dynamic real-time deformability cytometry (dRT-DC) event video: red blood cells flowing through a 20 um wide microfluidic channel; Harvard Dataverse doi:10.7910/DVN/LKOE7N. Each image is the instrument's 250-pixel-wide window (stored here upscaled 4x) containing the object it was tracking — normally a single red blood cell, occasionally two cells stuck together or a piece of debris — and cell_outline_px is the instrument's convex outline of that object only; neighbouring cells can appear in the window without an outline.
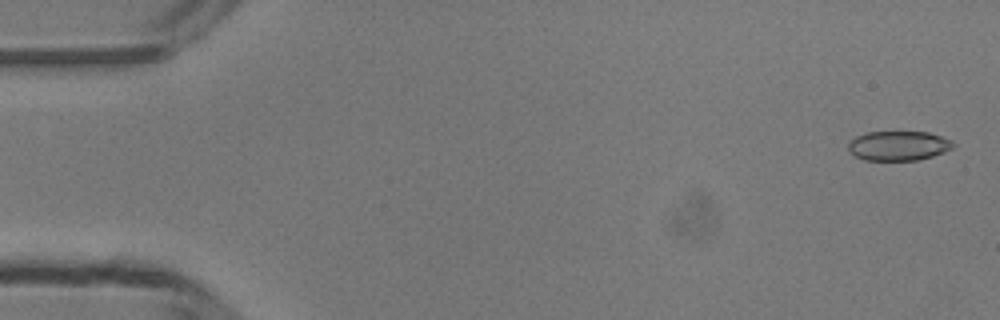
{"species": "common noctule bat (a hibernating species)", "species_latin": "Nyctalus noctula", "temperature_condition": "room temperature", "stored_images_in_passage": 49, "camera_frame_rate_fps": 3000, "um_per_image_px": 0.085, "animal": {"sex": "male", "body_mass_g": 13.3}, "frame": {"image": 1, "passage_image": 2, "time_ms": 0.333, "image_size_px": [1000, 320], "cell_outline_px": [[952, 144], [948, 148], [932, 156], [916, 160], [864, 160], [856, 156], [848, 148], [848, 144], [856, 136], [868, 132], [928, 132], [940, 136], [948, 140]], "centroid_in_image_um": [76.29, 12.38], "position_along_channel_um": 8.7, "area_um2": 17.46}}
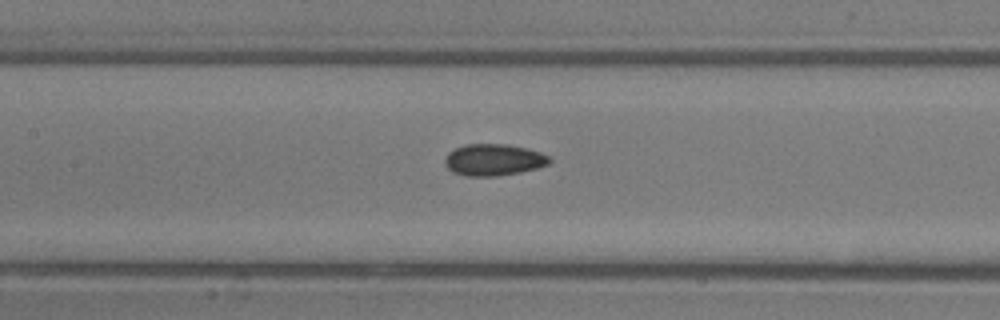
{"frame": {"image": 2, "passage_image": 23, "time_ms": 7.333, "image_size_px": [1000, 320], "cell_outline_px": [[552, 160], [548, 164], [536, 168], [520, 172], [496, 176], [468, 176], [452, 172], [448, 168], [444, 160], [448, 152], [464, 144], [504, 144], [524, 148], [540, 152], [548, 156]], "centroid_in_image_um": [41.94, 13.58], "position_along_channel_um": 165.5, "area_um2": 19.13}}
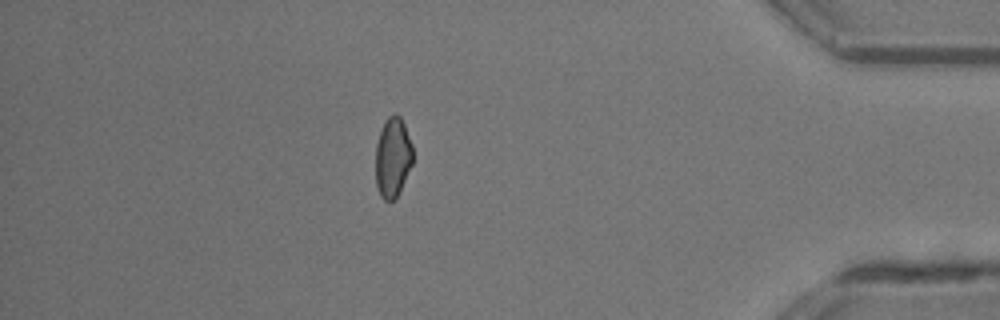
{"frame": {"image": 3, "passage_image": 43, "time_ms": 14.0, "image_size_px": [1000, 320], "cell_outline_px": [[412, 164], [396, 196], [392, 200], [384, 200], [380, 196], [376, 184], [376, 144], [380, 132], [388, 116], [396, 112], [400, 116], [404, 124], [412, 144]], "centroid_in_image_um": [33.37, 13.34], "position_along_channel_um": 401.8, "area_um2": 17.05}, "authors_computed_cell_mechanics": {"area_um2": 18.1492, "velocity_mm_per_s": 4.2093, "shape_relaxation_time_tau1_ms": 3.6223, "shape_relaxation_time_tau2_ms": 3.7119, "deformation_change_tau1": 0.0686, "deformation_change_tau2": 0.0854}}